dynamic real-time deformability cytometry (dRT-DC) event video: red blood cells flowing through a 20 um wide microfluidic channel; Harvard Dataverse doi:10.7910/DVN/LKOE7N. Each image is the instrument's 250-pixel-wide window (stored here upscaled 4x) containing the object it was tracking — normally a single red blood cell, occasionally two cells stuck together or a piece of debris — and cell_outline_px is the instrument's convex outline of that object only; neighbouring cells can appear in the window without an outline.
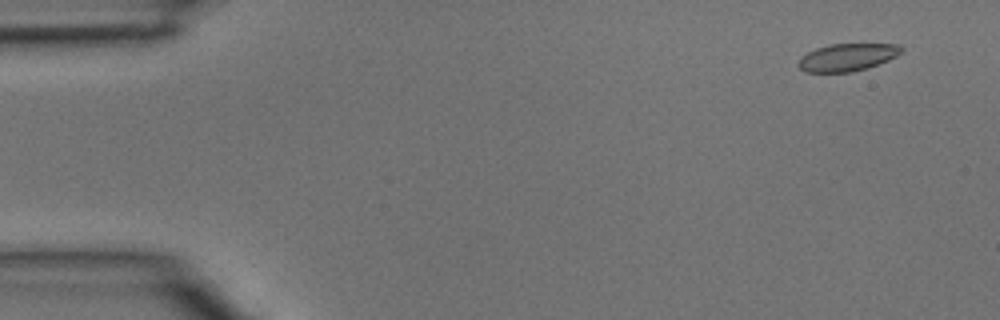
{"species": "common noctule bat (a hibernating species)", "species_latin": "Nyctalus noctula", "temperature_condition": "room temperature", "stored_images_in_passage": 4, "camera_frame_rate_fps": 3000, "um_per_image_px": 0.085, "animal": {"sex": "male", "body_mass_g": 15.6}, "frame": {"image": 1, "passage_image": 1, "time_ms": 0.0, "image_size_px": [1000, 320], "cell_outline_px": [[904, 48], [896, 56], [888, 60], [868, 68], [852, 72], [804, 72], [796, 64], [800, 56], [816, 48], [832, 44], [900, 44]], "centroid_in_image_um": [71.99, 4.87], "position_along_channel_um": 13.0, "area_um2": 16.59}}